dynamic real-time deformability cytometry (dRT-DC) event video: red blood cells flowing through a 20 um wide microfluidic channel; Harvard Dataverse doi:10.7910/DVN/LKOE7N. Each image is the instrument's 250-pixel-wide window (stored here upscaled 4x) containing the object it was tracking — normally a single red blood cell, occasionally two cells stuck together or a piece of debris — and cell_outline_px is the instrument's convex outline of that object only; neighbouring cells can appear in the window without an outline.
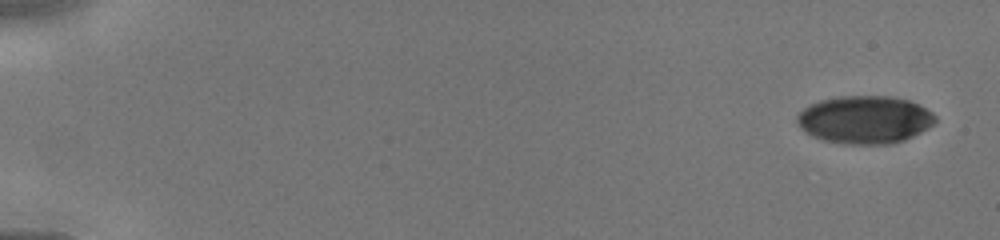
{"species": "human", "species_latin": "Homo sapiens", "temperature_condition": "cold", "stored_images_in_passage": 6, "camera_frame_rate_fps": 3000, "um_per_image_px": 0.085, "donor": {"sex": "male"}, "frame": {"image": 1, "passage_image": 1, "time_ms": 0.0, "image_size_px": [1000, 240], "cell_outline_px": [[936, 120], [928, 128], [904, 140], [892, 144], [844, 144], [824, 140], [812, 136], [804, 132], [800, 128], [796, 120], [796, 116], [804, 108], [820, 100], [840, 96], [892, 96], [908, 100], [932, 112], [936, 116]], "centroid_in_image_um": [73.48, 10.18], "position_along_channel_um": 11.5, "area_um2": 38.49}}
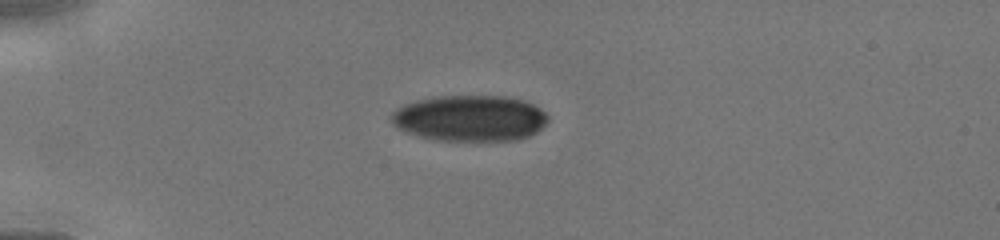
{"frame": {"image": 2, "passage_image": 4, "time_ms": 3.667, "image_size_px": [1000, 240], "cell_outline_px": [[548, 120], [536, 132], [520, 140], [432, 140], [396, 128], [392, 124], [388, 116], [396, 108], [404, 104], [416, 100], [436, 96], [504, 96], [524, 100], [540, 108], [548, 116]], "centroid_in_image_um": [39.9, 10.04], "position_along_channel_um": 45.1, "area_um2": 42.19}}
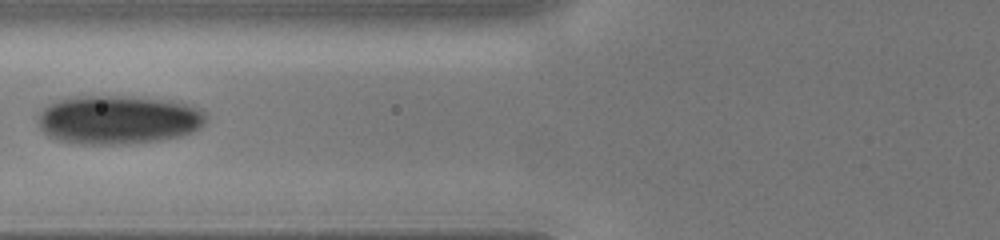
{"frame": {"image": 3, "passage_image": 6, "time_ms": 6.0, "image_size_px": [1000, 240], "cell_outline_px": [[208, 116], [204, 124], [200, 128], [192, 132], [180, 136], [160, 140], [108, 144], [88, 144], [60, 140], [44, 132], [40, 128], [36, 116], [48, 104], [72, 96], [132, 96], [180, 100], [204, 108], [208, 112]], "centroid_in_image_um": [10.16, 10.13], "position_along_channel_um": 115.6, "area_um2": 48.38}}